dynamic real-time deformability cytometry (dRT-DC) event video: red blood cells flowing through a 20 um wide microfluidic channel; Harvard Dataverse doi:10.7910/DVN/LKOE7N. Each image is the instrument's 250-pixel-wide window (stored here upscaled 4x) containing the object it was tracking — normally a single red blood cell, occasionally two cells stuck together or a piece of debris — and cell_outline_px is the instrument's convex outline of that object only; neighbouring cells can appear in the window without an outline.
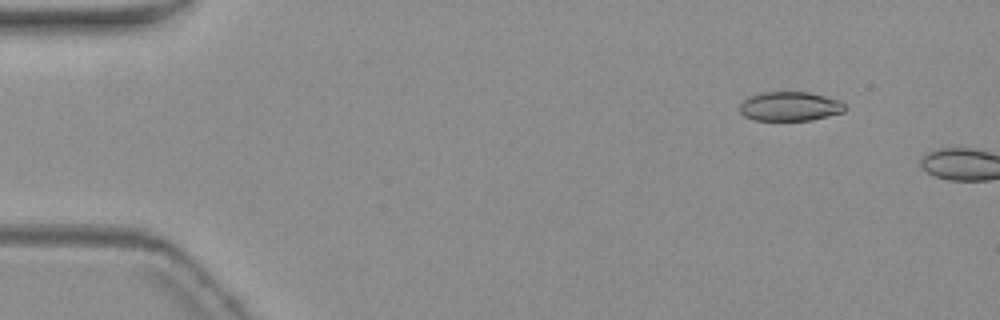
{"species": "common noctule bat (a hibernating species)", "species_latin": "Nyctalus noctula", "temperature_condition": "warm", "stored_images_in_passage": 3, "camera_frame_rate_fps": 3000, "um_per_image_px": 0.085, "animal": {"sex": "female", "body_mass_g": 19.3, "forearm_length_mm": 54.1}, "frame": {"image": 1, "passage_image": 2, "time_ms": 1.0, "image_size_px": [1000, 320], "cell_outline_px": [[844, 112], [812, 120], [752, 120], [744, 116], [740, 112], [740, 104], [748, 96], [764, 92], [808, 92], [840, 100], [844, 104]], "centroid_in_image_um": [67.12, 9.04], "position_along_channel_um": 17.9, "area_um2": 17.92}}